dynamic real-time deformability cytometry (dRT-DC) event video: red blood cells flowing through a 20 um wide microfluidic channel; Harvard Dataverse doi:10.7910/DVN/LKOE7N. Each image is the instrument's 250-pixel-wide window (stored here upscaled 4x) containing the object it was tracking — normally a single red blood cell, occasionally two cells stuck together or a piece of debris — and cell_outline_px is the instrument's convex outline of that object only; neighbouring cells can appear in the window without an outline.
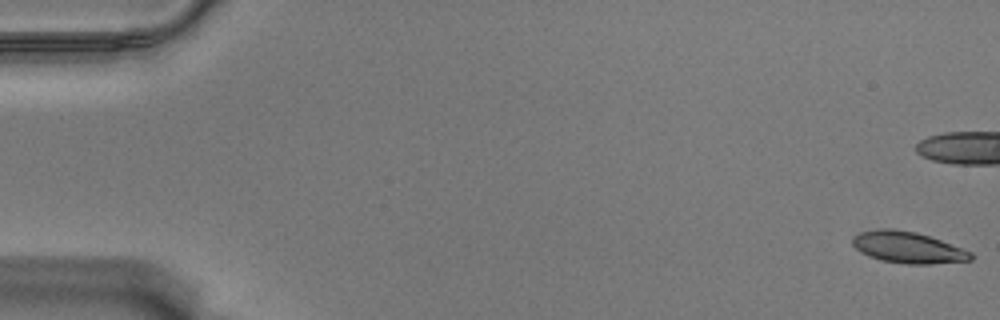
{"species": "Egyptian fruit bat (a non-hibernating species)", "species_latin": "Rousettus aegyptiacus", "temperature_condition": "warm", "stored_images_in_passage": 59, "camera_frame_rate_fps": 3000, "um_per_image_px": 0.085, "animal": {"sex": "male"}, "frame": {"image": 1, "passage_image": 1, "time_ms": 0.0, "image_size_px": [1000, 320], "cell_outline_px": [[972, 260], [928, 264], [908, 264], [880, 260], [860, 252], [852, 244], [852, 236], [860, 232], [880, 228], [892, 228], [916, 232], [940, 240], [972, 252]], "centroid_in_image_um": [77.13, 21.02], "position_along_channel_um": 7.9, "area_um2": 21.56}, "authors_computed_cell_mechanics": {"area_um2": 22.542, "velocity_mm_per_s": 3.5289, "shape_relaxation_time_tau1_ms": 8.9155, "shape_relaxation_time_tau2_ms": 2.2706, "deformation_change_tau1": 0.2152, "deformation_change_tau2": 0.0844}}